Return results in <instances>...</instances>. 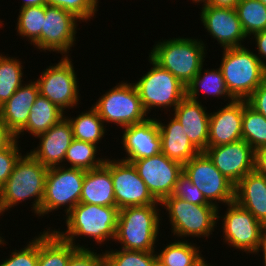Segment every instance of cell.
Listing matches in <instances>:
<instances>
[{"label":"cell","mask_w":266,"mask_h":266,"mask_svg":"<svg viewBox=\"0 0 266 266\" xmlns=\"http://www.w3.org/2000/svg\"><path fill=\"white\" fill-rule=\"evenodd\" d=\"M66 230L52 229L62 240L77 248H87L76 242L78 237H89L101 246L107 241L115 240L119 209L112 206H101L78 203L67 215ZM58 230V231H57ZM106 241V242H105ZM105 242V243H104Z\"/></svg>","instance_id":"obj_1"},{"label":"cell","mask_w":266,"mask_h":266,"mask_svg":"<svg viewBox=\"0 0 266 266\" xmlns=\"http://www.w3.org/2000/svg\"><path fill=\"white\" fill-rule=\"evenodd\" d=\"M48 169L28 151L22 154L15 163L13 172L2 186L0 216L23 201L33 199L30 211L40 217Z\"/></svg>","instance_id":"obj_2"},{"label":"cell","mask_w":266,"mask_h":266,"mask_svg":"<svg viewBox=\"0 0 266 266\" xmlns=\"http://www.w3.org/2000/svg\"><path fill=\"white\" fill-rule=\"evenodd\" d=\"M158 205L161 206L152 204L120 209L114 242L121 244L120 248L124 250L156 252L160 221L164 217Z\"/></svg>","instance_id":"obj_3"},{"label":"cell","mask_w":266,"mask_h":266,"mask_svg":"<svg viewBox=\"0 0 266 266\" xmlns=\"http://www.w3.org/2000/svg\"><path fill=\"white\" fill-rule=\"evenodd\" d=\"M152 47L148 55L185 86L198 74L207 54L206 44L198 38L162 39Z\"/></svg>","instance_id":"obj_4"},{"label":"cell","mask_w":266,"mask_h":266,"mask_svg":"<svg viewBox=\"0 0 266 266\" xmlns=\"http://www.w3.org/2000/svg\"><path fill=\"white\" fill-rule=\"evenodd\" d=\"M222 52L219 67L230 95L235 100H247L266 80V67L245 46L226 48Z\"/></svg>","instance_id":"obj_5"},{"label":"cell","mask_w":266,"mask_h":266,"mask_svg":"<svg viewBox=\"0 0 266 266\" xmlns=\"http://www.w3.org/2000/svg\"><path fill=\"white\" fill-rule=\"evenodd\" d=\"M171 225L173 236L209 238L217 226L218 208L214 205H194L178 197L169 196L161 202Z\"/></svg>","instance_id":"obj_6"},{"label":"cell","mask_w":266,"mask_h":266,"mask_svg":"<svg viewBox=\"0 0 266 266\" xmlns=\"http://www.w3.org/2000/svg\"><path fill=\"white\" fill-rule=\"evenodd\" d=\"M148 60L152 68L138 78L139 80L135 81L134 85L147 115L156 107L162 108L161 111L166 109L167 114L171 107L174 110L186 97V86L150 56Z\"/></svg>","instance_id":"obj_7"},{"label":"cell","mask_w":266,"mask_h":266,"mask_svg":"<svg viewBox=\"0 0 266 266\" xmlns=\"http://www.w3.org/2000/svg\"><path fill=\"white\" fill-rule=\"evenodd\" d=\"M116 84L92 105L105 125L113 123L125 128L145 121L148 115L142 107L134 82L121 81Z\"/></svg>","instance_id":"obj_8"},{"label":"cell","mask_w":266,"mask_h":266,"mask_svg":"<svg viewBox=\"0 0 266 266\" xmlns=\"http://www.w3.org/2000/svg\"><path fill=\"white\" fill-rule=\"evenodd\" d=\"M226 206L224 215H220L219 208L217 212V221L222 219L223 242L230 248L256 255L266 233V227L235 201Z\"/></svg>","instance_id":"obj_9"},{"label":"cell","mask_w":266,"mask_h":266,"mask_svg":"<svg viewBox=\"0 0 266 266\" xmlns=\"http://www.w3.org/2000/svg\"><path fill=\"white\" fill-rule=\"evenodd\" d=\"M86 170L56 166L48 169L45 193L41 203L40 216L49 215L59 208L67 215L78 203L82 192Z\"/></svg>","instance_id":"obj_10"},{"label":"cell","mask_w":266,"mask_h":266,"mask_svg":"<svg viewBox=\"0 0 266 266\" xmlns=\"http://www.w3.org/2000/svg\"><path fill=\"white\" fill-rule=\"evenodd\" d=\"M71 56H62L58 63H51L35 80L39 94L57 105L62 111L77 107L79 98V78L73 66ZM68 108V109H67Z\"/></svg>","instance_id":"obj_11"},{"label":"cell","mask_w":266,"mask_h":266,"mask_svg":"<svg viewBox=\"0 0 266 266\" xmlns=\"http://www.w3.org/2000/svg\"><path fill=\"white\" fill-rule=\"evenodd\" d=\"M183 173L203 194L206 201L217 208L234 201L235 185L214 165L205 152H200L183 165Z\"/></svg>","instance_id":"obj_12"},{"label":"cell","mask_w":266,"mask_h":266,"mask_svg":"<svg viewBox=\"0 0 266 266\" xmlns=\"http://www.w3.org/2000/svg\"><path fill=\"white\" fill-rule=\"evenodd\" d=\"M127 162L133 164L152 196L160 203L172 195L175 184L183 173V165L171 160L162 152Z\"/></svg>","instance_id":"obj_13"},{"label":"cell","mask_w":266,"mask_h":266,"mask_svg":"<svg viewBox=\"0 0 266 266\" xmlns=\"http://www.w3.org/2000/svg\"><path fill=\"white\" fill-rule=\"evenodd\" d=\"M77 22L82 21L73 13L56 6L45 5L41 51L58 52L62 56H69L71 48L76 44V33L79 29Z\"/></svg>","instance_id":"obj_14"},{"label":"cell","mask_w":266,"mask_h":266,"mask_svg":"<svg viewBox=\"0 0 266 266\" xmlns=\"http://www.w3.org/2000/svg\"><path fill=\"white\" fill-rule=\"evenodd\" d=\"M110 172L119 210L129 206L161 204L152 196L132 163L110 158Z\"/></svg>","instance_id":"obj_15"},{"label":"cell","mask_w":266,"mask_h":266,"mask_svg":"<svg viewBox=\"0 0 266 266\" xmlns=\"http://www.w3.org/2000/svg\"><path fill=\"white\" fill-rule=\"evenodd\" d=\"M200 20L208 35L217 40L221 48L244 46L248 37L244 33L236 9L212 7L202 4Z\"/></svg>","instance_id":"obj_16"},{"label":"cell","mask_w":266,"mask_h":266,"mask_svg":"<svg viewBox=\"0 0 266 266\" xmlns=\"http://www.w3.org/2000/svg\"><path fill=\"white\" fill-rule=\"evenodd\" d=\"M215 167L234 185L254 171L255 151L243 139L204 151Z\"/></svg>","instance_id":"obj_17"},{"label":"cell","mask_w":266,"mask_h":266,"mask_svg":"<svg viewBox=\"0 0 266 266\" xmlns=\"http://www.w3.org/2000/svg\"><path fill=\"white\" fill-rule=\"evenodd\" d=\"M122 129L123 135L120 143L126 154L121 160L135 161L161 152V139L156 117H148L141 123Z\"/></svg>","instance_id":"obj_18"},{"label":"cell","mask_w":266,"mask_h":266,"mask_svg":"<svg viewBox=\"0 0 266 266\" xmlns=\"http://www.w3.org/2000/svg\"><path fill=\"white\" fill-rule=\"evenodd\" d=\"M36 138H39L40 142L29 153L47 168L63 166L66 151L74 140L68 119L62 118L48 131Z\"/></svg>","instance_id":"obj_19"},{"label":"cell","mask_w":266,"mask_h":266,"mask_svg":"<svg viewBox=\"0 0 266 266\" xmlns=\"http://www.w3.org/2000/svg\"><path fill=\"white\" fill-rule=\"evenodd\" d=\"M243 100L226 103L210 113L208 147L229 144L242 139Z\"/></svg>","instance_id":"obj_20"},{"label":"cell","mask_w":266,"mask_h":266,"mask_svg":"<svg viewBox=\"0 0 266 266\" xmlns=\"http://www.w3.org/2000/svg\"><path fill=\"white\" fill-rule=\"evenodd\" d=\"M203 107L201 101L185 97L173 110V116L184 128L190 142L200 151L208 147L210 113Z\"/></svg>","instance_id":"obj_21"},{"label":"cell","mask_w":266,"mask_h":266,"mask_svg":"<svg viewBox=\"0 0 266 266\" xmlns=\"http://www.w3.org/2000/svg\"><path fill=\"white\" fill-rule=\"evenodd\" d=\"M34 80L22 84L0 107L2 121L15 136L26 126L30 108L39 95V87Z\"/></svg>","instance_id":"obj_22"},{"label":"cell","mask_w":266,"mask_h":266,"mask_svg":"<svg viewBox=\"0 0 266 266\" xmlns=\"http://www.w3.org/2000/svg\"><path fill=\"white\" fill-rule=\"evenodd\" d=\"M234 201L266 227V176L255 170L245 175L235 185Z\"/></svg>","instance_id":"obj_23"},{"label":"cell","mask_w":266,"mask_h":266,"mask_svg":"<svg viewBox=\"0 0 266 266\" xmlns=\"http://www.w3.org/2000/svg\"><path fill=\"white\" fill-rule=\"evenodd\" d=\"M80 203L116 207L115 192L110 172V159L85 172Z\"/></svg>","instance_id":"obj_24"},{"label":"cell","mask_w":266,"mask_h":266,"mask_svg":"<svg viewBox=\"0 0 266 266\" xmlns=\"http://www.w3.org/2000/svg\"><path fill=\"white\" fill-rule=\"evenodd\" d=\"M160 132L161 152L171 160L186 164L200 151L190 142L182 125L173 116L168 123L156 118Z\"/></svg>","instance_id":"obj_25"},{"label":"cell","mask_w":266,"mask_h":266,"mask_svg":"<svg viewBox=\"0 0 266 266\" xmlns=\"http://www.w3.org/2000/svg\"><path fill=\"white\" fill-rule=\"evenodd\" d=\"M51 228L38 235V266H67L78 248L62 240Z\"/></svg>","instance_id":"obj_26"},{"label":"cell","mask_w":266,"mask_h":266,"mask_svg":"<svg viewBox=\"0 0 266 266\" xmlns=\"http://www.w3.org/2000/svg\"><path fill=\"white\" fill-rule=\"evenodd\" d=\"M65 114L57 105L39 94L30 108L26 126L16 135V139L19 140L20 135L23 137L24 132L25 134L30 133L35 138L44 134L64 118Z\"/></svg>","instance_id":"obj_27"},{"label":"cell","mask_w":266,"mask_h":266,"mask_svg":"<svg viewBox=\"0 0 266 266\" xmlns=\"http://www.w3.org/2000/svg\"><path fill=\"white\" fill-rule=\"evenodd\" d=\"M203 67L204 66H202L198 74L186 86V97L199 102V93H202L204 96L208 95L209 97V95H211L218 99L223 97L222 99L225 101L228 100V103L234 101L235 99L230 95L226 87L220 67L216 69H205Z\"/></svg>","instance_id":"obj_28"},{"label":"cell","mask_w":266,"mask_h":266,"mask_svg":"<svg viewBox=\"0 0 266 266\" xmlns=\"http://www.w3.org/2000/svg\"><path fill=\"white\" fill-rule=\"evenodd\" d=\"M71 124L75 140L90 142L95 145L101 143L106 135V125L100 118L97 110L91 106L89 110L82 111L76 117L65 116Z\"/></svg>","instance_id":"obj_29"},{"label":"cell","mask_w":266,"mask_h":266,"mask_svg":"<svg viewBox=\"0 0 266 266\" xmlns=\"http://www.w3.org/2000/svg\"><path fill=\"white\" fill-rule=\"evenodd\" d=\"M16 31L17 35L41 52V30L45 20V5L28 6L19 9Z\"/></svg>","instance_id":"obj_30"},{"label":"cell","mask_w":266,"mask_h":266,"mask_svg":"<svg viewBox=\"0 0 266 266\" xmlns=\"http://www.w3.org/2000/svg\"><path fill=\"white\" fill-rule=\"evenodd\" d=\"M174 241L166 244L159 253L156 251L158 266H190L202 255L201 246L185 239Z\"/></svg>","instance_id":"obj_31"},{"label":"cell","mask_w":266,"mask_h":266,"mask_svg":"<svg viewBox=\"0 0 266 266\" xmlns=\"http://www.w3.org/2000/svg\"><path fill=\"white\" fill-rule=\"evenodd\" d=\"M99 148V149H98ZM100 147L85 141L73 140L66 151L64 167L92 170L105 163L106 157H97ZM68 165V166H65Z\"/></svg>","instance_id":"obj_32"},{"label":"cell","mask_w":266,"mask_h":266,"mask_svg":"<svg viewBox=\"0 0 266 266\" xmlns=\"http://www.w3.org/2000/svg\"><path fill=\"white\" fill-rule=\"evenodd\" d=\"M0 53V107L3 106L17 89L25 82L23 81L22 61L17 57H8Z\"/></svg>","instance_id":"obj_33"},{"label":"cell","mask_w":266,"mask_h":266,"mask_svg":"<svg viewBox=\"0 0 266 266\" xmlns=\"http://www.w3.org/2000/svg\"><path fill=\"white\" fill-rule=\"evenodd\" d=\"M242 139L253 150L266 146V118L243 100Z\"/></svg>","instance_id":"obj_34"},{"label":"cell","mask_w":266,"mask_h":266,"mask_svg":"<svg viewBox=\"0 0 266 266\" xmlns=\"http://www.w3.org/2000/svg\"><path fill=\"white\" fill-rule=\"evenodd\" d=\"M235 9L248 38L266 29V6L261 1L240 0Z\"/></svg>","instance_id":"obj_35"},{"label":"cell","mask_w":266,"mask_h":266,"mask_svg":"<svg viewBox=\"0 0 266 266\" xmlns=\"http://www.w3.org/2000/svg\"><path fill=\"white\" fill-rule=\"evenodd\" d=\"M104 256L114 266H158L156 252L124 250L122 248L105 250Z\"/></svg>","instance_id":"obj_36"},{"label":"cell","mask_w":266,"mask_h":266,"mask_svg":"<svg viewBox=\"0 0 266 266\" xmlns=\"http://www.w3.org/2000/svg\"><path fill=\"white\" fill-rule=\"evenodd\" d=\"M47 5L56 6L73 13L82 22L90 21L98 11L99 0H46Z\"/></svg>","instance_id":"obj_37"},{"label":"cell","mask_w":266,"mask_h":266,"mask_svg":"<svg viewBox=\"0 0 266 266\" xmlns=\"http://www.w3.org/2000/svg\"><path fill=\"white\" fill-rule=\"evenodd\" d=\"M30 240L24 248L12 249L9 258L2 259L0 266H38V235Z\"/></svg>","instance_id":"obj_38"},{"label":"cell","mask_w":266,"mask_h":266,"mask_svg":"<svg viewBox=\"0 0 266 266\" xmlns=\"http://www.w3.org/2000/svg\"><path fill=\"white\" fill-rule=\"evenodd\" d=\"M172 196L178 197L194 205H212L206 201L202 192L182 173L175 184Z\"/></svg>","instance_id":"obj_39"},{"label":"cell","mask_w":266,"mask_h":266,"mask_svg":"<svg viewBox=\"0 0 266 266\" xmlns=\"http://www.w3.org/2000/svg\"><path fill=\"white\" fill-rule=\"evenodd\" d=\"M16 139L8 148L0 150V185L3 186L11 173L15 163L20 158L21 146ZM20 148V149H19Z\"/></svg>","instance_id":"obj_40"},{"label":"cell","mask_w":266,"mask_h":266,"mask_svg":"<svg viewBox=\"0 0 266 266\" xmlns=\"http://www.w3.org/2000/svg\"><path fill=\"white\" fill-rule=\"evenodd\" d=\"M94 248H78L70 257L67 266H99L104 253L100 254Z\"/></svg>","instance_id":"obj_41"},{"label":"cell","mask_w":266,"mask_h":266,"mask_svg":"<svg viewBox=\"0 0 266 266\" xmlns=\"http://www.w3.org/2000/svg\"><path fill=\"white\" fill-rule=\"evenodd\" d=\"M247 103L266 118V80L251 94Z\"/></svg>","instance_id":"obj_42"},{"label":"cell","mask_w":266,"mask_h":266,"mask_svg":"<svg viewBox=\"0 0 266 266\" xmlns=\"http://www.w3.org/2000/svg\"><path fill=\"white\" fill-rule=\"evenodd\" d=\"M253 41L255 40L254 44L256 46V50L258 51V54L255 53V55L259 58V60L263 63V65L266 67V29L262 30L256 34H253L251 36ZM263 58V59H262Z\"/></svg>","instance_id":"obj_43"},{"label":"cell","mask_w":266,"mask_h":266,"mask_svg":"<svg viewBox=\"0 0 266 266\" xmlns=\"http://www.w3.org/2000/svg\"><path fill=\"white\" fill-rule=\"evenodd\" d=\"M254 170L266 176V146L255 150Z\"/></svg>","instance_id":"obj_44"},{"label":"cell","mask_w":266,"mask_h":266,"mask_svg":"<svg viewBox=\"0 0 266 266\" xmlns=\"http://www.w3.org/2000/svg\"><path fill=\"white\" fill-rule=\"evenodd\" d=\"M15 140L16 136L8 129L0 116V150L8 148Z\"/></svg>","instance_id":"obj_45"},{"label":"cell","mask_w":266,"mask_h":266,"mask_svg":"<svg viewBox=\"0 0 266 266\" xmlns=\"http://www.w3.org/2000/svg\"><path fill=\"white\" fill-rule=\"evenodd\" d=\"M240 0H208L206 3L212 7H222L235 9Z\"/></svg>","instance_id":"obj_46"},{"label":"cell","mask_w":266,"mask_h":266,"mask_svg":"<svg viewBox=\"0 0 266 266\" xmlns=\"http://www.w3.org/2000/svg\"><path fill=\"white\" fill-rule=\"evenodd\" d=\"M21 8L28 7V6H40V5H47L46 0H22Z\"/></svg>","instance_id":"obj_47"},{"label":"cell","mask_w":266,"mask_h":266,"mask_svg":"<svg viewBox=\"0 0 266 266\" xmlns=\"http://www.w3.org/2000/svg\"><path fill=\"white\" fill-rule=\"evenodd\" d=\"M259 252H262L263 253V266H266V233H265V235H264V238H263V241H262V244H261V246L259 247V249H258V251H257V253H256V255L257 254H259Z\"/></svg>","instance_id":"obj_48"},{"label":"cell","mask_w":266,"mask_h":266,"mask_svg":"<svg viewBox=\"0 0 266 266\" xmlns=\"http://www.w3.org/2000/svg\"><path fill=\"white\" fill-rule=\"evenodd\" d=\"M211 263H208L206 259H204L203 255H201L194 263H192L190 266H213L210 265Z\"/></svg>","instance_id":"obj_49"},{"label":"cell","mask_w":266,"mask_h":266,"mask_svg":"<svg viewBox=\"0 0 266 266\" xmlns=\"http://www.w3.org/2000/svg\"><path fill=\"white\" fill-rule=\"evenodd\" d=\"M99 266H114L105 256L101 259Z\"/></svg>","instance_id":"obj_50"},{"label":"cell","mask_w":266,"mask_h":266,"mask_svg":"<svg viewBox=\"0 0 266 266\" xmlns=\"http://www.w3.org/2000/svg\"><path fill=\"white\" fill-rule=\"evenodd\" d=\"M192 2L195 4H197V5H200V4H205V3H207L208 2V0H192ZM199 3V4H198Z\"/></svg>","instance_id":"obj_51"},{"label":"cell","mask_w":266,"mask_h":266,"mask_svg":"<svg viewBox=\"0 0 266 266\" xmlns=\"http://www.w3.org/2000/svg\"><path fill=\"white\" fill-rule=\"evenodd\" d=\"M0 235H2V234H0ZM6 244V241H5V239H3L1 236H0V246H4Z\"/></svg>","instance_id":"obj_52"},{"label":"cell","mask_w":266,"mask_h":266,"mask_svg":"<svg viewBox=\"0 0 266 266\" xmlns=\"http://www.w3.org/2000/svg\"><path fill=\"white\" fill-rule=\"evenodd\" d=\"M266 6V0H259Z\"/></svg>","instance_id":"obj_53"},{"label":"cell","mask_w":266,"mask_h":266,"mask_svg":"<svg viewBox=\"0 0 266 266\" xmlns=\"http://www.w3.org/2000/svg\"><path fill=\"white\" fill-rule=\"evenodd\" d=\"M3 22H4V21H1V20H0V28L3 27V26H2V25H4Z\"/></svg>","instance_id":"obj_54"},{"label":"cell","mask_w":266,"mask_h":266,"mask_svg":"<svg viewBox=\"0 0 266 266\" xmlns=\"http://www.w3.org/2000/svg\"><path fill=\"white\" fill-rule=\"evenodd\" d=\"M1 193H2V186L0 185V196H1Z\"/></svg>","instance_id":"obj_55"}]
</instances>
